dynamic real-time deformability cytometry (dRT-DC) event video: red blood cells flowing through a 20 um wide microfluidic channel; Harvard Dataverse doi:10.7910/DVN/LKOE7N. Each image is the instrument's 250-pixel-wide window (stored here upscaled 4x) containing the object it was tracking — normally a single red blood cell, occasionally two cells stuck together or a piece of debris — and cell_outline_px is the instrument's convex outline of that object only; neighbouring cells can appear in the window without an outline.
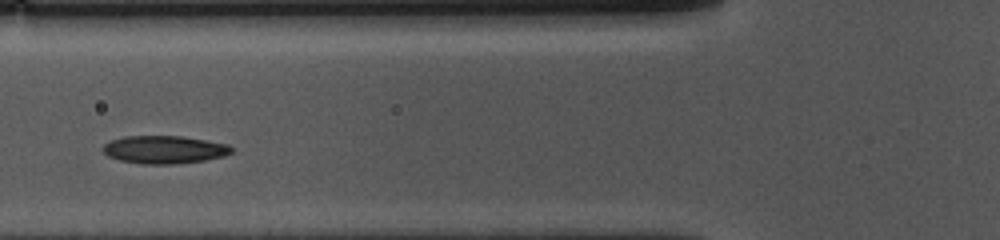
{"species": "common noctule bat (a hibernating species)", "species_latin": "Nyctalus noctula", "temperature_condition": "cold", "stored_images_in_passage": 23, "camera_frame_rate_fps": 3000, "um_per_image_px": 0.085, "animal": {"sex": "female", "body_mass_g": 10.0, "forearm_length_mm": 53.1}, "frame": {"image": 1, "passage_image": 7, "time_ms": 2.0, "image_size_px": [1000, 240], "cell_outline_px": [[232, 152], [224, 156], [204, 160], [176, 164], [140, 164], [120, 160], [108, 156], [104, 152], [104, 144], [112, 140], [124, 136], [184, 136], [228, 144], [232, 148]], "centroid_in_image_um": [13.98, 12.71], "position_along_channel_um": 111.8, "area_um2": 20.87}}
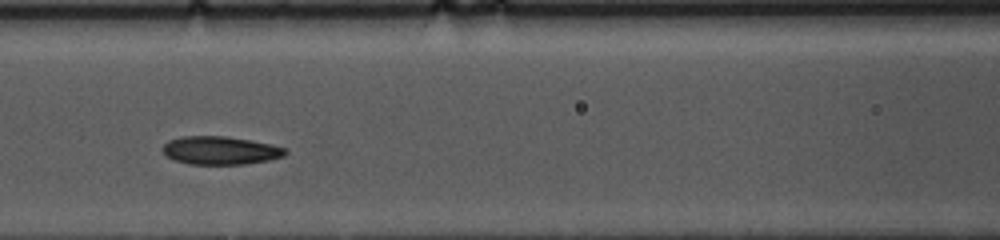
{"frame": {"image": 2, "passage_image": 10, "time_ms": 3.0, "image_size_px": [1000, 240], "cell_outline_px": [[288, 152], [284, 156], [268, 160], [244, 164], [188, 164], [176, 160], [168, 156], [160, 148], [168, 140], [180, 136], [224, 136], [272, 144], [288, 148]], "centroid_in_image_um": [18.74, 12.78], "position_along_channel_um": 147.9, "area_um2": 20.17}}